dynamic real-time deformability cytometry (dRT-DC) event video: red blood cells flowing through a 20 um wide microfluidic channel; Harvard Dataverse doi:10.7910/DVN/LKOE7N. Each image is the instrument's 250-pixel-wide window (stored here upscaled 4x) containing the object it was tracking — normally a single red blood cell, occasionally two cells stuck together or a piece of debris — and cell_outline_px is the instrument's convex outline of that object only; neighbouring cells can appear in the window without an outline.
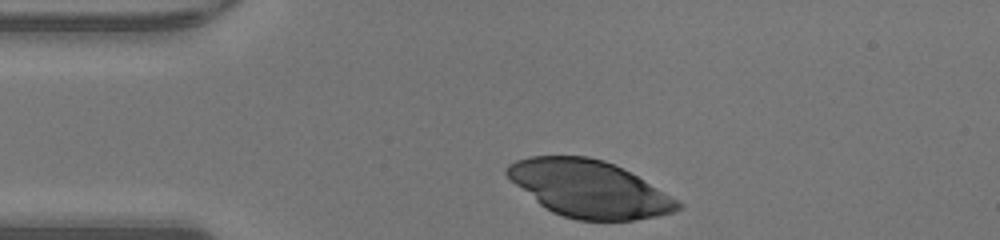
{"species": "human", "species_latin": "Homo sapiens", "temperature_condition": "warm", "stored_images_in_passage": 29, "camera_frame_rate_fps": 3000, "um_per_image_px": 0.085, "donor": {"sex": "male"}, "frame": {"image": 1, "passage_image": 1, "time_ms": 0.0, "image_size_px": [1000, 240], "cell_outline_px": [[684, 204], [680, 208], [672, 212], [656, 216], [636, 220], [576, 220], [552, 212], [544, 208], [516, 184], [504, 172], [504, 168], [508, 164], [516, 160], [528, 156], [588, 156], [604, 160], [636, 176]], "centroid_in_image_um": [50.03, 16.05], "position_along_channel_um": 35.0, "area_um2": 55.89}}